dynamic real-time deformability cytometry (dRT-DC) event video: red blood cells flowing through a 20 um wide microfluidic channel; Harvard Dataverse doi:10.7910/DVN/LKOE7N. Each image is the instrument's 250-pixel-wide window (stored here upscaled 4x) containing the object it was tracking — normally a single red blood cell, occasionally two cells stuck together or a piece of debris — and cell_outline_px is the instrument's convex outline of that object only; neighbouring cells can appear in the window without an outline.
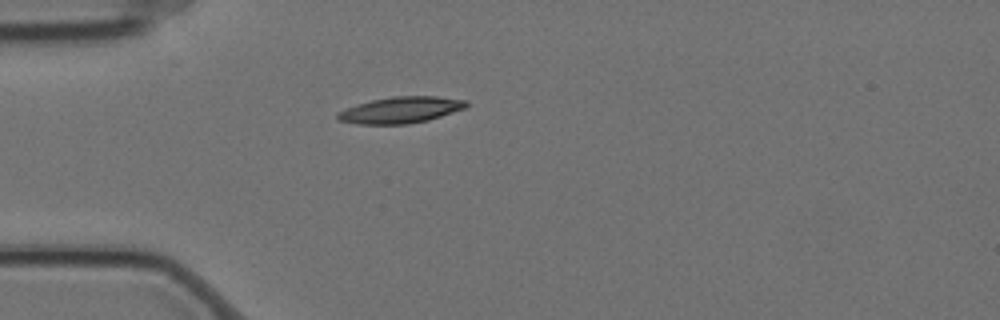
{"species": "Egyptian fruit bat (a non-hibernating species)", "species_latin": "Rousettus aegyptiacus", "temperature_condition": "cold", "stored_images_in_passage": 1, "camera_frame_rate_fps": 3000, "um_per_image_px": 0.085, "animal": {"sex": "female"}, "frame": {"image": 1, "passage_image": 1, "time_ms": 0.0, "image_size_px": [1000, 320], "cell_outline_px": [[468, 108], [428, 120], [408, 124], [356, 124], [336, 120], [336, 112], [356, 104], [372, 100], [392, 96], [436, 96], [468, 100]], "centroid_in_image_um": [34.06, 9.35], "position_along_channel_um": 50.9, "area_um2": 20.06}}